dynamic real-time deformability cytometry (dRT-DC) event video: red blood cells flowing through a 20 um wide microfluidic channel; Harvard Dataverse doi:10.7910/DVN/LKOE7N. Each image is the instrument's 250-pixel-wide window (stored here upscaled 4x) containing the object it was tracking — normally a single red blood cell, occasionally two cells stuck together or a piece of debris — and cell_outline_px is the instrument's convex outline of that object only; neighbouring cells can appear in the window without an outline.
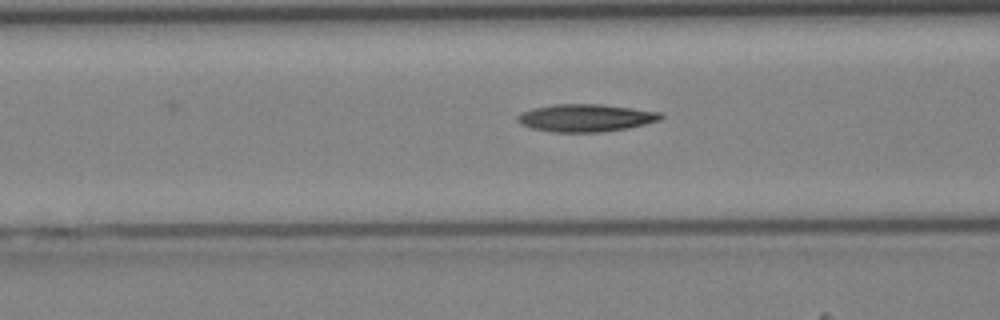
{"species": "Egyptian fruit bat (a non-hibernating species)", "species_latin": "Rousettus aegyptiacus", "temperature_condition": "cold", "stored_images_in_passage": 31, "camera_frame_rate_fps": 3000, "um_per_image_px": 0.085, "animal": {"sex": "female"}, "frame": {"image": 1, "passage_image": 14, "time_ms": 4.333, "image_size_px": [1000, 320], "cell_outline_px": [[664, 116], [660, 120], [628, 128], [600, 132], [552, 132], [532, 128], [520, 124], [516, 120], [516, 116], [520, 112], [532, 108], [552, 104], [600, 104], [632, 108], [660, 112]], "centroid_in_image_um": [49.74, 10.01], "position_along_channel_um": 116.9, "area_um2": 23.12}}
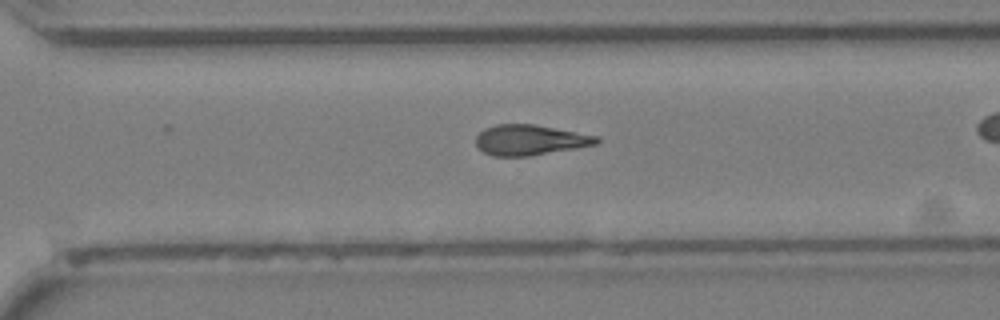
{"frame": {"image": 2, "passage_image": 27, "time_ms": 8.667, "image_size_px": [1000, 320], "cell_outline_px": [[600, 140], [596, 144], [576, 148], [528, 156], [492, 156], [484, 152], [476, 144], [476, 136], [484, 128], [496, 124], [532, 124], [600, 136]], "centroid_in_image_um": [45.04, 11.89], "position_along_channel_um": 325.6, "area_um2": 21.27}}